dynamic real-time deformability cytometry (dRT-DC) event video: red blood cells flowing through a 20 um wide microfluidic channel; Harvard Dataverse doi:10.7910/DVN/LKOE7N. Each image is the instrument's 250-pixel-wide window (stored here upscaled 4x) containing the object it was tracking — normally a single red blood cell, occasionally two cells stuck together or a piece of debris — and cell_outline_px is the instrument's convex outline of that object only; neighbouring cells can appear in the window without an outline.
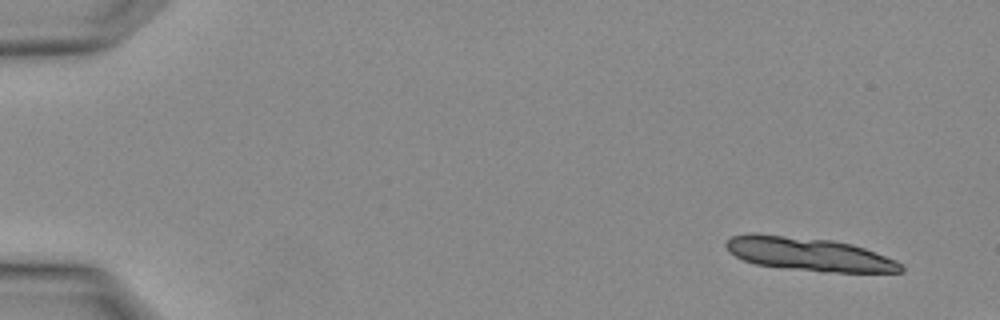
{"species": "Egyptian fruit bat (a non-hibernating species)", "species_latin": "Rousettus aegyptiacus", "temperature_condition": "warm", "stored_images_in_passage": 3, "camera_frame_rate_fps": 3000, "um_per_image_px": 0.085, "animal": {"sex": "female"}, "frame": {"image": 1, "passage_image": 1, "time_ms": 0.0, "image_size_px": [1000, 320], "cell_outline_px": [[904, 272], [824, 272], [756, 264], [744, 260], [728, 252], [724, 244], [732, 236], [748, 232], [756, 232], [832, 240], [852, 244], [864, 248], [896, 260], [904, 264]], "centroid_in_image_um": [68.74, 21.58], "position_along_channel_um": 16.3, "area_um2": 34.28}}